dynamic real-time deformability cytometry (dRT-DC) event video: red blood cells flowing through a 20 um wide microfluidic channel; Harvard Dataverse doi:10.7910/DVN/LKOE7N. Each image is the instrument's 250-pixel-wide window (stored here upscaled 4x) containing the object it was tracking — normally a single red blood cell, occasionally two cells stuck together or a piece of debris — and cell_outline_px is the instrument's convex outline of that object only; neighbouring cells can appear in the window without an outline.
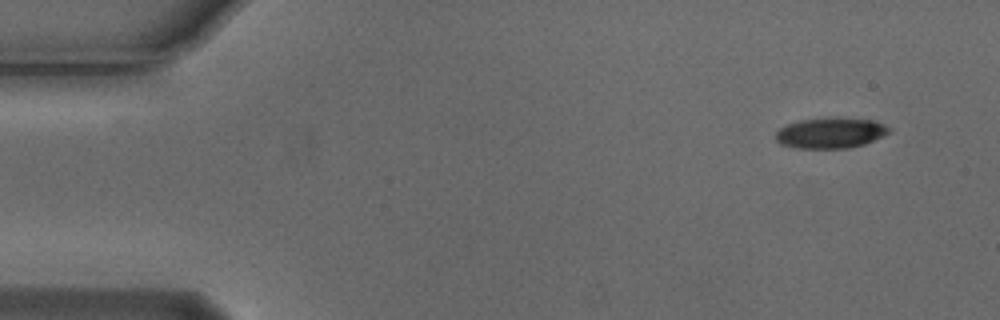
{"species": "Egyptian fruit bat (a non-hibernating species)", "species_latin": "Rousettus aegyptiacus", "temperature_condition": "cold", "stored_images_in_passage": 2, "camera_frame_rate_fps": 3000, "um_per_image_px": 0.085, "animal": {"sex": "male"}, "frame": {"image": 1, "passage_image": 2, "time_ms": 0.333, "image_size_px": [1000, 320], "cell_outline_px": [[892, 128], [888, 132], [864, 144], [848, 148], [796, 148], [780, 144], [776, 140], [776, 132], [780, 128], [788, 124], [800, 120], [836, 116], [872, 120], [884, 124]], "centroid_in_image_um": [70.58, 11.28], "position_along_channel_um": 14.4, "area_um2": 20.29}}